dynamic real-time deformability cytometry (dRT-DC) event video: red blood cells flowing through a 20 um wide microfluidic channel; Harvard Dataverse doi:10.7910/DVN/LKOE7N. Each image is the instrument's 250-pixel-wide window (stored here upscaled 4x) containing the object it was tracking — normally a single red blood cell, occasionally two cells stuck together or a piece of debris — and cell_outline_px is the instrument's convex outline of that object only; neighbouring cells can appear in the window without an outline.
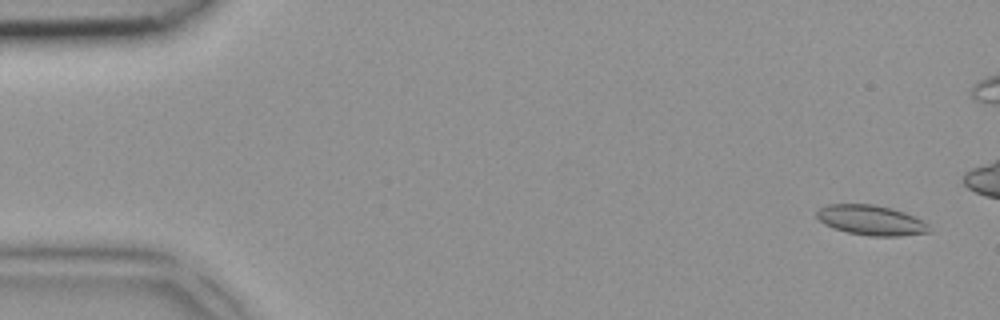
{"species": "common noctule bat (a hibernating species)", "species_latin": "Nyctalus noctula", "temperature_condition": "room temperature", "stored_images_in_passage": 5, "camera_frame_rate_fps": 3000, "um_per_image_px": 0.085, "animal": {"sex": "female", "body_mass_g": 18.4}, "frame": {"image": 1, "passage_image": 1, "time_ms": 0.0, "image_size_px": [1000, 320], "cell_outline_px": [[932, 232], [900, 236], [872, 236], [848, 232], [832, 228], [824, 224], [816, 216], [816, 212], [820, 208], [828, 204], [872, 204], [904, 212], [920, 220]], "centroid_in_image_um": [73.98, 18.72], "position_along_channel_um": 11.0, "area_um2": 19.31}}